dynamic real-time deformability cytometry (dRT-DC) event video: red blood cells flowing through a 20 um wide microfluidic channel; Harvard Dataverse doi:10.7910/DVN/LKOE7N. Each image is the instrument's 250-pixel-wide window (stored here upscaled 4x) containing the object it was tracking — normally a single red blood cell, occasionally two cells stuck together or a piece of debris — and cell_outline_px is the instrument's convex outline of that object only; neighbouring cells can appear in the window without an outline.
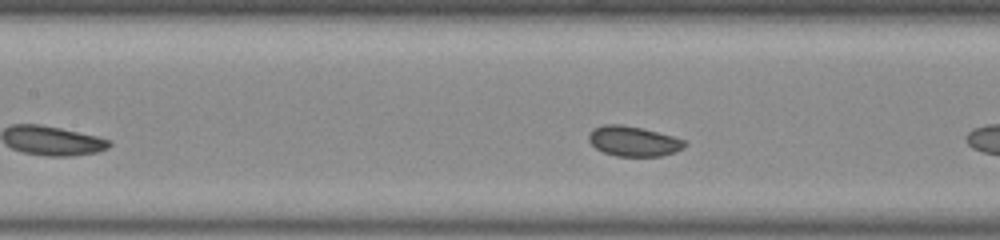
{"species": "common noctule bat (a hibernating species)", "species_latin": "Nyctalus noctula", "temperature_condition": "room temperature", "stored_images_in_passage": 7, "camera_frame_rate_fps": 3000, "um_per_image_px": 0.085, "animal": {"sex": "male", "body_mass_g": 20.0, "forearm_length_mm": 53.3}, "frame": {"image": 1, "passage_image": 6, "time_ms": 1.667, "image_size_px": [1000, 240], "cell_outline_px": [[684, 148], [676, 152], [660, 156], [616, 156], [604, 152], [596, 148], [588, 140], [588, 136], [592, 128], [604, 124], [620, 124], [640, 128], [672, 136], [684, 140]], "centroid_in_image_um": [53.81, 12.0], "position_along_channel_um": 153.6, "area_um2": 16.65}}